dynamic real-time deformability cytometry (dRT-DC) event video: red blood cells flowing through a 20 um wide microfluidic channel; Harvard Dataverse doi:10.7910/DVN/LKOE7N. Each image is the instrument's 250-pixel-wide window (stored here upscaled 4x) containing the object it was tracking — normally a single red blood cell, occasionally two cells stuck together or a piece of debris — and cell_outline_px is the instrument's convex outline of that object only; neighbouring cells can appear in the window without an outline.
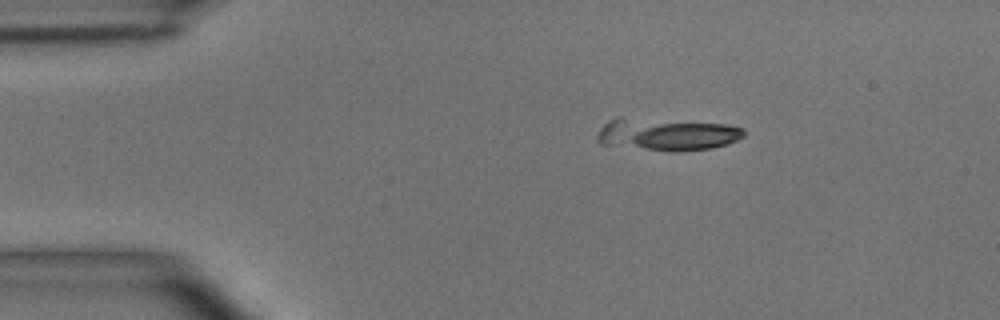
{"species": "common noctule bat (a hibernating species)", "species_latin": "Nyctalus noctula", "temperature_condition": "room temperature", "stored_images_in_passage": 7, "camera_frame_rate_fps": 3000, "um_per_image_px": 0.085, "animal": {"sex": "male", "body_mass_g": 15.6}, "frame": {"image": 1, "passage_image": 1, "time_ms": 0.0, "image_size_px": [1000, 320], "cell_outline_px": [[744, 136], [728, 144], [712, 148], [680, 152], [676, 152], [600, 144], [596, 140], [596, 136], [600, 128], [608, 120], [616, 116], [620, 116], [724, 124], [744, 128]], "centroid_in_image_um": [56.63, 11.41], "position_along_channel_um": 28.4, "area_um2": 27.98}}
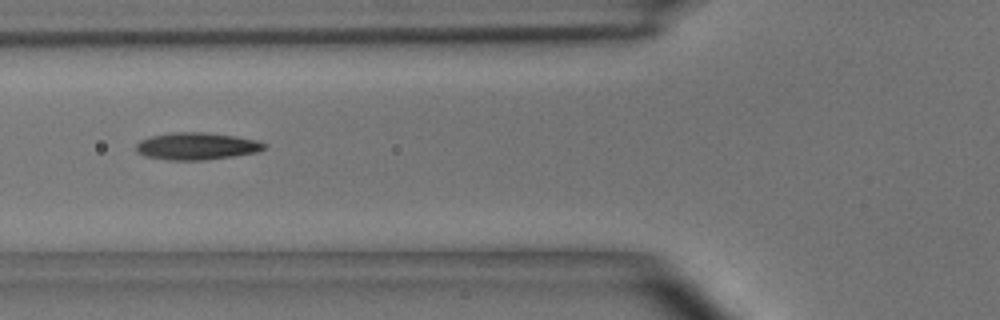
{"frame": {"image": 2, "passage_image": 4, "time_ms": 3.667, "image_size_px": [1000, 320], "cell_outline_px": [[268, 144], [260, 152], [204, 160], [168, 160], [144, 156], [136, 152], [136, 144], [140, 140], [152, 136], [172, 132], [204, 132], [236, 136], [256, 140]], "centroid_in_image_um": [16.71, 12.42], "position_along_channel_um": 109.1, "area_um2": 20.4}}